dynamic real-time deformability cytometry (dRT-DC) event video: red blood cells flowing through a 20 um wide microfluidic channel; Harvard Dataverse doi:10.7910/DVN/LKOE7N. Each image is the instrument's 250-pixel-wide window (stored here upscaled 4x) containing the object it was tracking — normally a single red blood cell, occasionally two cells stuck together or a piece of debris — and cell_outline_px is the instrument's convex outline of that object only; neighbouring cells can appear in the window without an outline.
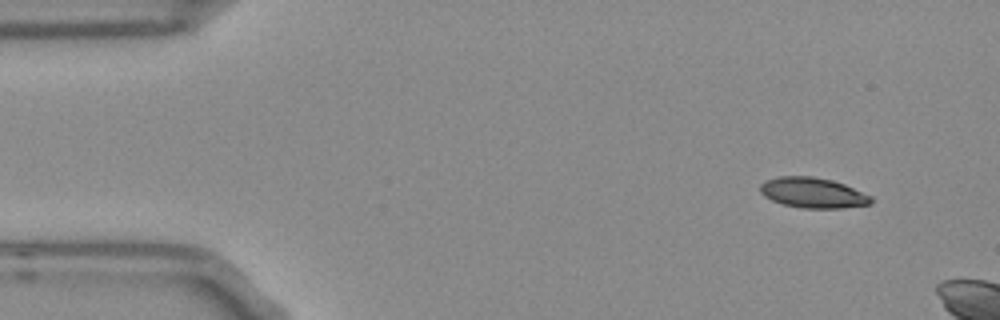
{"species": "Egyptian fruit bat (a non-hibernating species)", "species_latin": "Rousettus aegyptiacus", "temperature_condition": "room temperature", "stored_images_in_passage": 5, "camera_frame_rate_fps": 3000, "um_per_image_px": 0.085, "frame": {"image": 1, "passage_image": 1, "time_ms": 0.0, "image_size_px": [1000, 320], "cell_outline_px": [[872, 204], [840, 208], [800, 208], [784, 204], [772, 200], [764, 196], [760, 192], [760, 184], [768, 180], [780, 176], [812, 176], [832, 180], [844, 184], [872, 196]], "centroid_in_image_um": [69.11, 16.39], "position_along_channel_um": 15.9, "area_um2": 19.54}}